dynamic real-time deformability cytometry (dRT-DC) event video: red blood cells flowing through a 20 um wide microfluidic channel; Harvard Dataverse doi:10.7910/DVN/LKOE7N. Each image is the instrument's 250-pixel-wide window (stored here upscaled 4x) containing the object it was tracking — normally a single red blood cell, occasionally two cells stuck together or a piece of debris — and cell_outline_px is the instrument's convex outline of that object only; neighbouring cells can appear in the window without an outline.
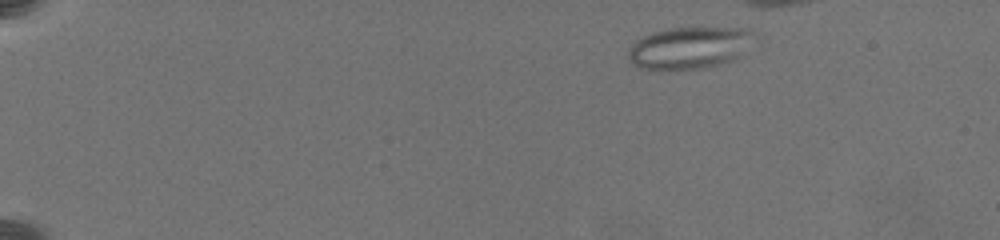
{"species": "common noctule bat (a hibernating species)", "species_latin": "Nyctalus noctula", "temperature_condition": "warm", "stored_images_in_passage": 47, "camera_frame_rate_fps": 3000, "um_per_image_px": 0.085, "animal": {"sex": "female", "body_mass_g": 19.5, "forearm_length_mm": 54.1}, "frame": {"image": 1, "passage_image": 8, "time_ms": 2.333, "image_size_px": [1000, 240], "cell_outline_px": [[760, 40], [740, 56], [732, 60], [716, 64], [696, 68], [636, 68], [632, 64], [628, 56], [628, 48], [636, 40], [652, 32], [668, 28], [748, 28], [756, 32], [760, 36]], "centroid_in_image_um": [58.71, 4.02], "position_along_channel_um": 26.3, "area_um2": 31.04}}
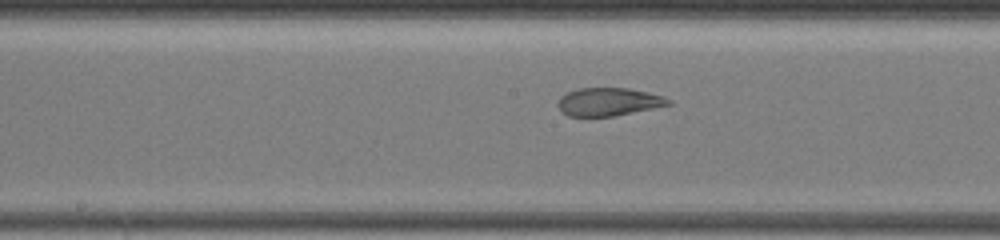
{"frame": {"image": 2, "passage_image": 36, "time_ms": 10.667, "image_size_px": [1000, 240], "cell_outline_px": [[672, 104], [612, 116], [568, 116], [556, 104], [560, 96], [568, 92], [580, 88], [628, 88], [648, 92], [664, 96], [672, 100]], "centroid_in_image_um": [51.74, 8.64], "position_along_channel_um": 196.5, "area_um2": 17.92}}
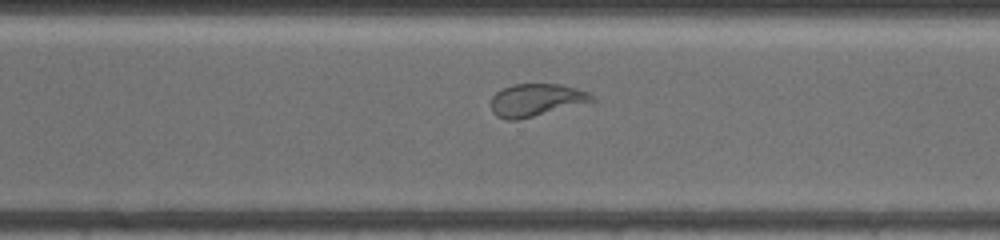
{"frame": {"image": 3, "passage_image": 43, "time_ms": 14.333, "image_size_px": [1000, 240], "cell_outline_px": [[596, 100], [520, 120], [508, 120], [496, 116], [492, 112], [492, 96], [496, 92], [512, 84], [564, 84], [588, 92]], "centroid_in_image_um": [45.55, 8.5], "position_along_channel_um": 325.0, "area_um2": 19.07}}